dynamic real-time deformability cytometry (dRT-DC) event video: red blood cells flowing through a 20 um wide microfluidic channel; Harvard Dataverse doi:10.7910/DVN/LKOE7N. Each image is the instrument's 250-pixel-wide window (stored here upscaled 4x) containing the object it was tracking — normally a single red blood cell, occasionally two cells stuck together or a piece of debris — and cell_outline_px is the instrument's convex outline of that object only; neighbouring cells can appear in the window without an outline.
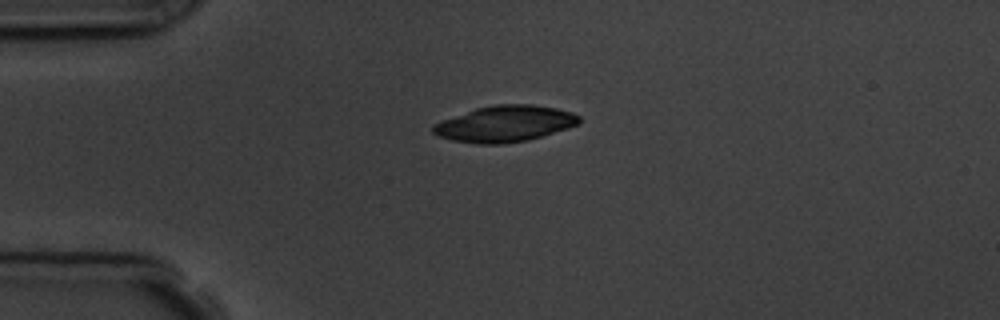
{"species": "common noctule bat (a hibernating species)", "species_latin": "Nyctalus noctula", "temperature_condition": "room temperature", "stored_images_in_passage": 5, "camera_frame_rate_fps": 3000, "um_per_image_px": 0.085, "animal": {"sex": "male", "body_mass_g": 19.5, "forearm_length_mm": 54.6}, "frame": {"image": 1, "passage_image": 1, "time_ms": 0.0, "image_size_px": [1000, 320], "cell_outline_px": [[580, 124], [568, 128], [528, 140], [504, 144], [476, 144], [452, 140], [436, 136], [432, 132], [432, 124], [476, 108], [496, 104], [532, 104], [556, 108], [572, 112], [580, 116]], "centroid_in_image_um": [42.91, 10.52], "position_along_channel_um": 42.1, "area_um2": 30.92}}